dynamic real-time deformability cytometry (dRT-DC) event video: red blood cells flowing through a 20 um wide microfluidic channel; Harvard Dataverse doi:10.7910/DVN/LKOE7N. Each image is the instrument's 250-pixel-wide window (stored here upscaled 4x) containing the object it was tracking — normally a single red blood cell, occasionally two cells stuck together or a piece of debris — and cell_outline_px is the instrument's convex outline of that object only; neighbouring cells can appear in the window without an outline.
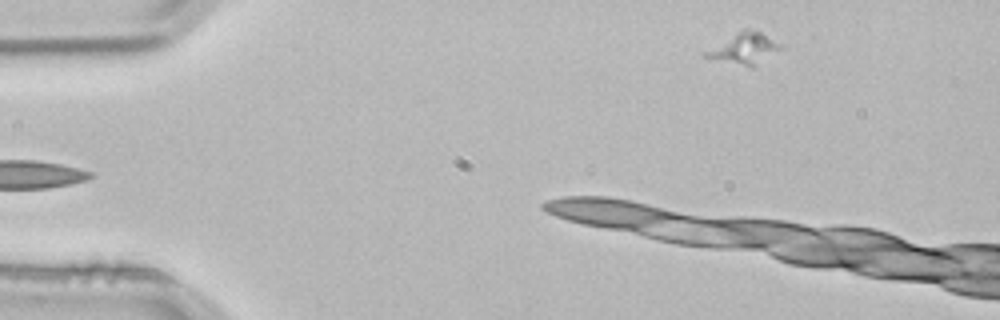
{"species": "common noctule bat (a hibernating species)", "species_latin": "Nyctalus noctula", "temperature_condition": "room temperature", "stored_images_in_passage": 2, "camera_frame_rate_fps": 3000, "um_per_image_px": 0.085, "animal": {"sex": "male", "body_mass_g": 21.5, "forearm_length_mm": 52.0}, "frame": {"image": 1, "passage_image": 2, "time_ms": 0.333, "image_size_px": [1000, 320], "cell_outline_px": [[784, 48], [752, 68], [700, 56], [700, 52], [744, 28], [748, 28], [760, 32], [784, 44]], "centroid_in_image_um": [63.25, 4.12], "position_along_channel_um": 21.8, "area_um2": 13.99}}